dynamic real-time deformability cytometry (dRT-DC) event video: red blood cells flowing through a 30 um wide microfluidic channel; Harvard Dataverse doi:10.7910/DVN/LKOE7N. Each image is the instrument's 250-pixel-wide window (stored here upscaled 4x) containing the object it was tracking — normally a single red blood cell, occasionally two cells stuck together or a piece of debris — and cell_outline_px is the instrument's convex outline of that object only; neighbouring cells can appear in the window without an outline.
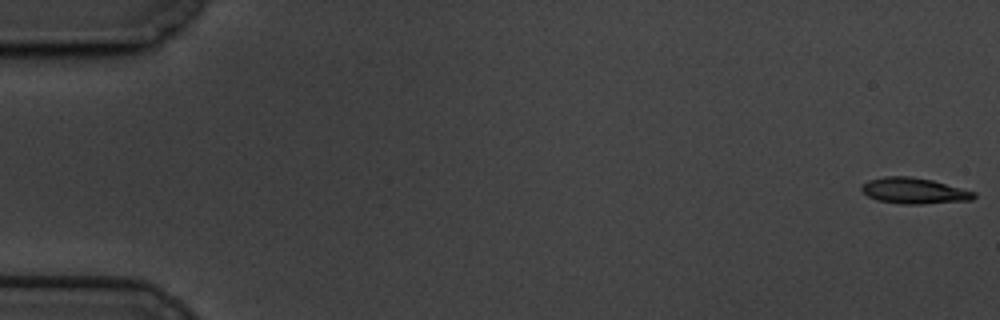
{"species": "common noctule bat (a hibernating species)", "species_latin": "Nyctalus noctula", "temperature_condition": "cold", "stored_images_in_passage": 60, "camera_frame_rate_fps": 3000, "um_per_image_px": 0.085, "animal": {"sex": "male", "body_mass_g": 19.5, "forearm_length_mm": 54.6}, "frame": {"image": 1, "passage_image": 1, "time_ms": 0.0, "image_size_px": [1000, 320], "cell_outline_px": [[976, 196], [972, 200], [920, 204], [900, 204], [876, 200], [868, 196], [860, 188], [868, 180], [884, 176], [908, 176], [932, 180], [976, 192]], "centroid_in_image_um": [77.7, 16.22], "position_along_channel_um": 7.3, "area_um2": 16.94}}
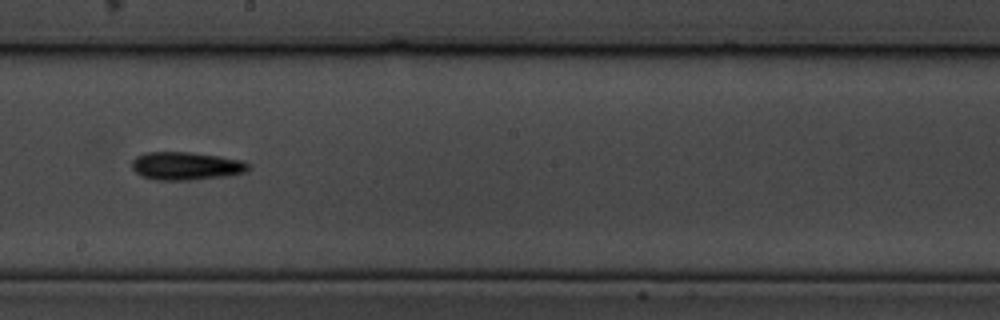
{"frame": {"image": 2, "passage_image": 34, "time_ms": 11.0, "image_size_px": [1000, 320], "cell_outline_px": [[252, 168], [248, 172], [228, 176], [188, 180], [156, 180], [140, 176], [132, 168], [132, 160], [136, 156], [144, 152], [188, 152], [216, 156], [240, 160], [248, 164]], "centroid_in_image_um": [15.8, 14.11], "position_along_channel_um": 232.4, "area_um2": 19.13}}
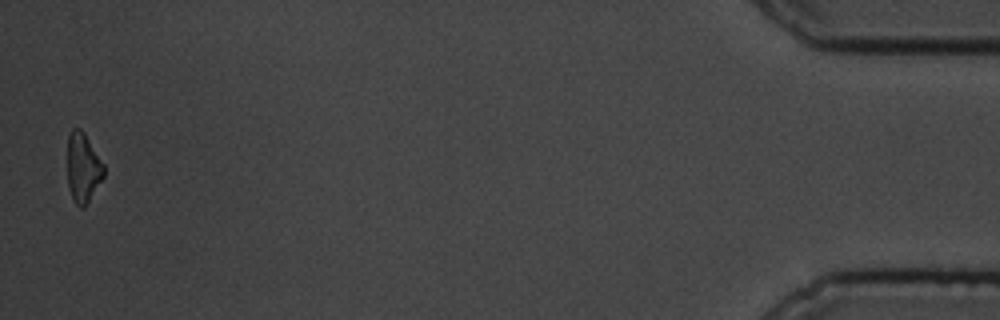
{"frame": {"image": 3, "passage_image": 59, "time_ms": 19.333, "image_size_px": [1000, 320], "cell_outline_px": [[104, 176], [84, 208], [80, 208], [76, 204], [68, 188], [68, 136], [72, 128], [80, 128], [84, 132], [104, 164]], "centroid_in_image_um": [7.05, 14.25], "position_along_channel_um": 428.1, "area_um2": 14.68}, "authors_computed_cell_mechanics": {"area_um2": 16.9065, "velocity_mm_per_s": 3.3958, "shape_relaxation_time_tau1_ms": 1.8428, "shape_relaxation_time_tau2_ms": null, "deformation_change_tau1": 0.1206, "deformation_change_tau2": null}}